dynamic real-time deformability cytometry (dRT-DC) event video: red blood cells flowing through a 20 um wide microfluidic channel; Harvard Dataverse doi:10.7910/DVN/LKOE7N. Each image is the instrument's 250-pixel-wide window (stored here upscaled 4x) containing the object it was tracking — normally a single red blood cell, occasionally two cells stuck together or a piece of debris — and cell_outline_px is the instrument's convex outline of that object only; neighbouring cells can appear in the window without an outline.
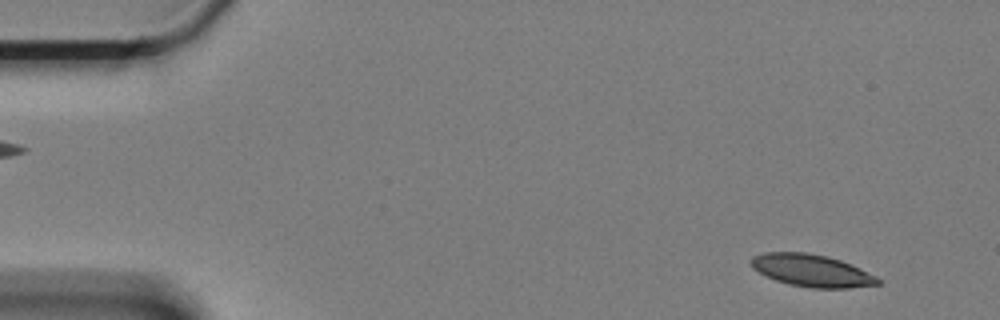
{"species": "Egyptian fruit bat (a non-hibernating species)", "species_latin": "Rousettus aegyptiacus", "temperature_condition": "cold", "stored_images_in_passage": 60, "camera_frame_rate_fps": 3000, "um_per_image_px": 0.085, "animal": {"sex": "female"}, "frame": {"image": 1, "passage_image": 4, "time_ms": 1.0, "image_size_px": [1000, 320], "cell_outline_px": [[884, 284], [848, 288], [808, 288], [788, 284], [776, 280], [752, 268], [748, 260], [752, 256], [764, 252], [804, 252], [828, 256], [840, 260], [876, 276]], "centroid_in_image_um": [68.97, 23.0], "position_along_channel_um": 16.0, "area_um2": 23.93}}
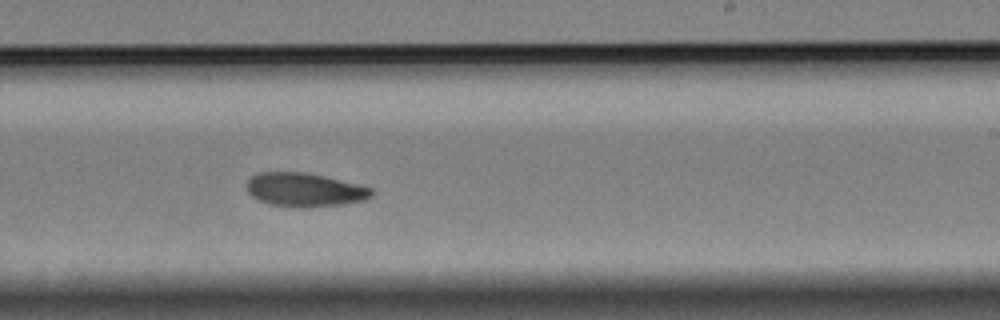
{"frame": {"image": 2, "passage_image": 36, "time_ms": 11.667, "image_size_px": [1000, 320], "cell_outline_px": [[376, 192], [372, 196], [364, 200], [344, 204], [308, 208], [296, 208], [268, 204], [252, 196], [248, 192], [248, 180], [256, 172], [304, 172], [324, 176], [372, 188]], "centroid_in_image_um": [25.91, 16.15], "position_along_channel_um": 263.1, "area_um2": 24.68}}
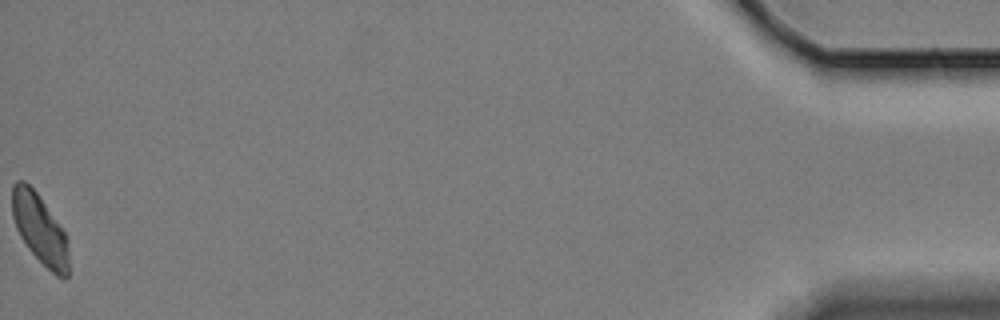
{"frame": {"image": 3, "passage_image": 60, "time_ms": 19.667, "image_size_px": [1000, 320], "cell_outline_px": [[68, 276], [64, 280], [56, 276], [28, 248], [20, 236], [16, 228], [12, 216], [12, 184], [16, 180], [24, 180], [36, 192], [68, 236]], "centroid_in_image_um": [3.39, 19.47], "position_along_channel_um": 431.8, "area_um2": 22.95}, "authors_computed_cell_mechanics": {"area_um2": 24.5939, "velocity_mm_per_s": 3.301, "shape_relaxation_time_tau1_ms": 6.2957, "shape_relaxation_time_tau2_ms": 7.8225, "deformation_change_tau1": 0.1311, "deformation_change_tau2": 0.1248}}